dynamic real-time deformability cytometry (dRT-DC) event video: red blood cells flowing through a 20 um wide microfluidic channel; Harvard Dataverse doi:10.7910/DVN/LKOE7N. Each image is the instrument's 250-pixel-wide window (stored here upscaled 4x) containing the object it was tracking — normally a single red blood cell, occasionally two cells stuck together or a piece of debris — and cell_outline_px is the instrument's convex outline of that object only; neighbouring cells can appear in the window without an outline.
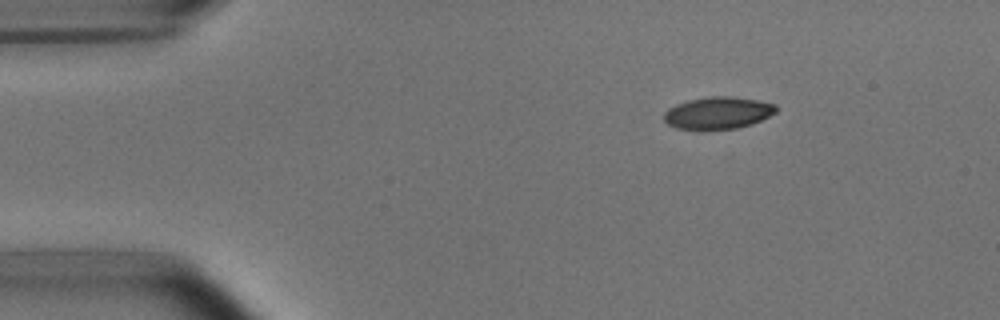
{"species": "common noctule bat (a hibernating species)", "species_latin": "Nyctalus noctula", "temperature_condition": "room temperature", "stored_images_in_passage": 3, "camera_frame_rate_fps": 3000, "um_per_image_px": 0.085, "animal": {"sex": "male", "body_mass_g": 15.6}, "frame": {"image": 1, "passage_image": 1, "time_ms": 0.0, "image_size_px": [1000, 320], "cell_outline_px": [[776, 112], [752, 124], [736, 128], [704, 132], [676, 128], [668, 124], [664, 120], [664, 112], [668, 108], [676, 104], [688, 100], [712, 96], [728, 96], [756, 100], [776, 104]], "centroid_in_image_um": [60.97, 9.63], "position_along_channel_um": 24.0, "area_um2": 21.39}}